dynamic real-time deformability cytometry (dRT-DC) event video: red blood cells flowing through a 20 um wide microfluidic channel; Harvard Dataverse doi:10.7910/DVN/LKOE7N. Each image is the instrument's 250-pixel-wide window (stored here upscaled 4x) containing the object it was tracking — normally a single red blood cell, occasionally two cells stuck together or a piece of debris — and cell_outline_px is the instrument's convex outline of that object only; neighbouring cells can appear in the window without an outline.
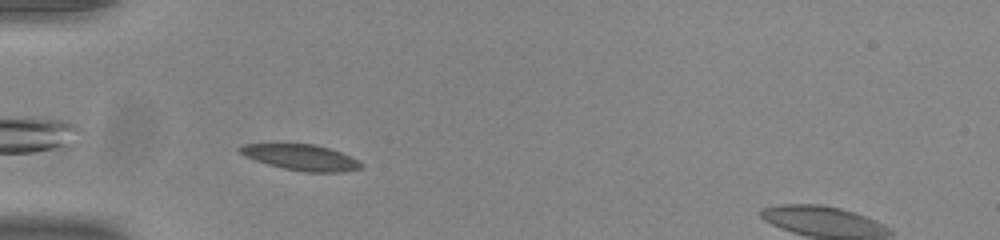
{"species": "common noctule bat (a hibernating species)", "species_latin": "Nyctalus noctula", "temperature_condition": "room temperature", "stored_images_in_passage": 38, "camera_frame_rate_fps": 3000, "um_per_image_px": 0.085, "animal": {"sex": "male", "body_mass_g": 20.0, "forearm_length_mm": 53.3}, "frame": {"image": 1, "passage_image": 1, "time_ms": 0.0, "image_size_px": [1000, 240], "cell_outline_px": [[364, 164], [360, 168], [344, 172], [304, 172], [284, 168], [268, 164], [244, 156], [236, 148], [244, 144], [276, 140], [280, 140], [316, 144], [340, 152]], "centroid_in_image_um": [25.47, 13.3], "position_along_channel_um": 59.5, "area_um2": 19.13}}
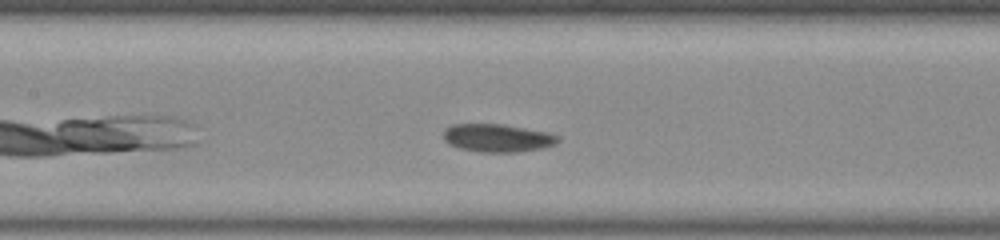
{"frame": {"image": 2, "passage_image": 10, "time_ms": 3.0, "image_size_px": [1000, 240], "cell_outline_px": [[560, 140], [556, 144], [544, 148], [520, 152], [480, 152], [460, 148], [448, 144], [444, 140], [444, 128], [452, 124], [504, 124], [548, 132], [556, 136]], "centroid_in_image_um": [42.28, 11.73], "position_along_channel_um": 165.1, "area_um2": 18.84}}
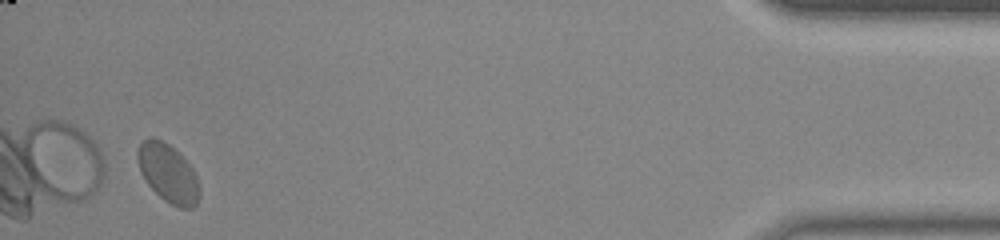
{"frame": {"image": 3, "passage_image": 36, "time_ms": 11.667, "image_size_px": [1000, 240], "cell_outline_px": [[200, 196], [196, 204], [192, 208], [180, 208], [164, 200], [148, 184], [140, 172], [136, 156], [136, 152], [140, 140], [148, 136], [152, 136], [168, 144], [192, 168], [196, 176], [200, 188]], "centroid_in_image_um": [14.25, 14.71], "position_along_channel_um": 420.9, "area_um2": 20.98}, "authors_computed_cell_mechanics": {"area_um2": 19.1029, "velocity_mm_per_s": 3.7614, "shape_relaxation_time_tau1_ms": 2.2784, "shape_relaxation_time_tau2_ms": 2.0728, "deformation_change_tau1": 0.0832, "deformation_change_tau2": 0.0368}}